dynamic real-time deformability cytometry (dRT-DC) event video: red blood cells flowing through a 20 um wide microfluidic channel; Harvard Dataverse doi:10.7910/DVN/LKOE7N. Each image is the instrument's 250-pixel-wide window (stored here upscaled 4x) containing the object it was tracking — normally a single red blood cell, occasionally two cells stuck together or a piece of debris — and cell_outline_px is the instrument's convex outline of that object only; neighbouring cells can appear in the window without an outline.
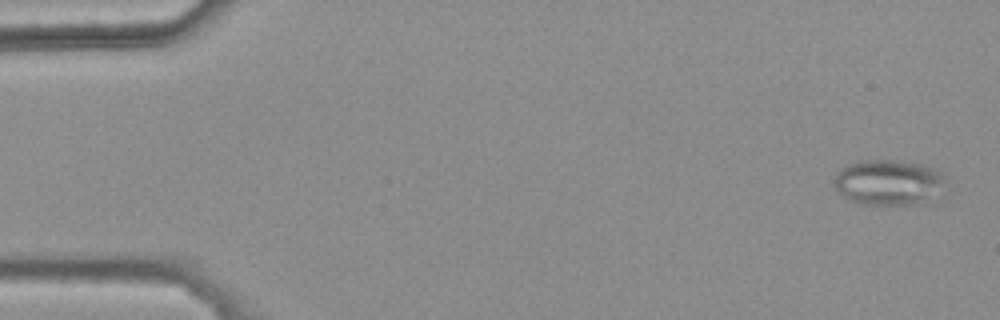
{"species": "common noctule bat (a hibernating species)", "species_latin": "Nyctalus noctula", "temperature_condition": "warm", "stored_images_in_passage": 47, "camera_frame_rate_fps": 3000, "um_per_image_px": 0.085, "animal": {"sex": "female", "body_mass_g": 25.1}, "frame": {"image": 1, "passage_image": 2, "time_ms": 0.333, "image_size_px": [1000, 320], "cell_outline_px": [[944, 180], [916, 204], [864, 204], [852, 200], [836, 192], [832, 184], [832, 180], [836, 172], [848, 164], [860, 160], [892, 160], [920, 164], [936, 168], [944, 172]], "centroid_in_image_um": [75.35, 15.45], "position_along_channel_um": 9.7, "area_um2": 28.61}}
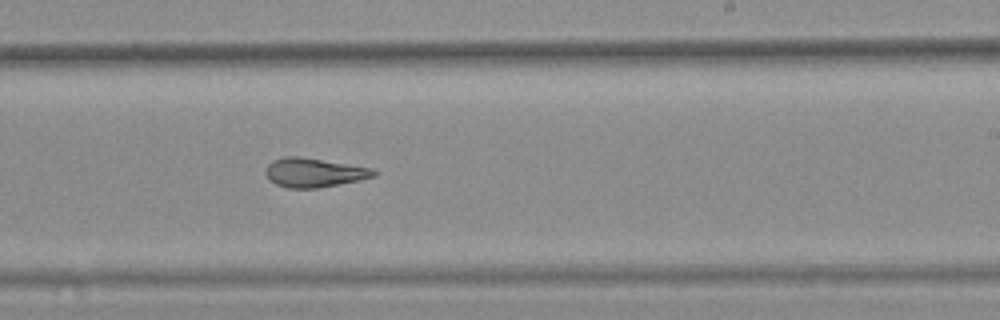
{"frame": {"image": 2, "passage_image": 33, "time_ms": 10.667, "image_size_px": [1000, 320], "cell_outline_px": [[376, 176], [360, 180], [316, 188], [288, 188], [276, 184], [268, 180], [264, 172], [264, 168], [272, 160], [284, 156], [300, 156], [372, 168], [376, 172]], "centroid_in_image_um": [26.63, 14.66], "position_along_channel_um": 262.4, "area_um2": 18.44}}
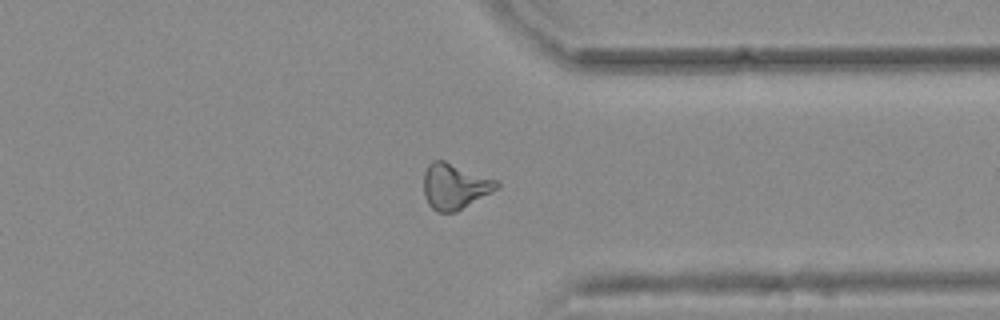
{"frame": {"image": 3, "passage_image": 42, "time_ms": 13.667, "image_size_px": [1000, 320], "cell_outline_px": [[500, 188], [456, 212], [436, 212], [428, 204], [424, 196], [424, 172], [428, 164], [432, 160], [444, 160], [496, 180], [500, 184]], "centroid_in_image_um": [38.64, 15.84], "position_along_channel_um": 372.8, "area_um2": 19.48}, "authors_computed_cell_mechanics": {"area_um2": 19.3052, "velocity_mm_per_s": 3.7645, "shape_relaxation_time_tau1_ms": null, "shape_relaxation_time_tau2_ms": 3.2787, "deformation_change_tau1": null, "deformation_change_tau2": 0.1277}}